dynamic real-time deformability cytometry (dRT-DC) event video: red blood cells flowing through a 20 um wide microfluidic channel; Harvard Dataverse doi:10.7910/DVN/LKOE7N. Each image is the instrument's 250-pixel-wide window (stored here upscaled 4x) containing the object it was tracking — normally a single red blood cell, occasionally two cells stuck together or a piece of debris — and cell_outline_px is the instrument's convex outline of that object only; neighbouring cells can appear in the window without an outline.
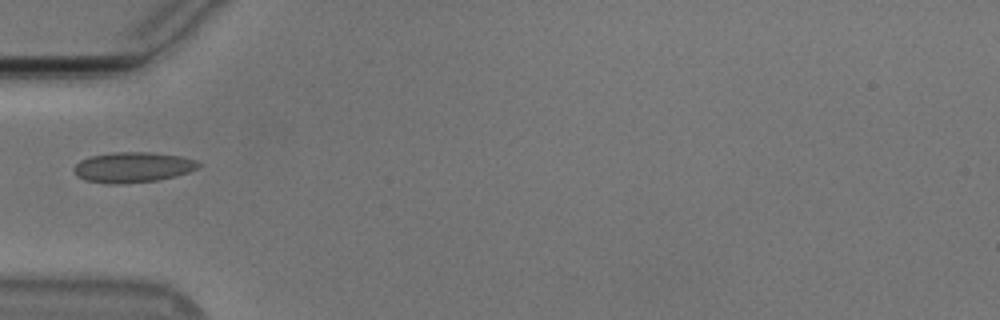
{"species": "Egyptian fruit bat (a non-hibernating species)", "species_latin": "Rousettus aegyptiacus", "temperature_condition": "cold", "stored_images_in_passage": 8, "camera_frame_rate_fps": 3000, "um_per_image_px": 0.085, "animal": {"sex": "male"}, "frame": {"image": 1, "passage_image": 1, "time_ms": 0.0, "image_size_px": [1000, 320], "cell_outline_px": [[200, 164], [196, 168], [188, 172], [176, 176], [156, 180], [120, 184], [108, 184], [84, 180], [76, 176], [72, 168], [80, 160], [88, 156], [112, 152], [152, 152], [180, 156], [196, 160]], "centroid_in_image_um": [11.23, 14.21], "position_along_channel_um": 73.8, "area_um2": 22.2}}